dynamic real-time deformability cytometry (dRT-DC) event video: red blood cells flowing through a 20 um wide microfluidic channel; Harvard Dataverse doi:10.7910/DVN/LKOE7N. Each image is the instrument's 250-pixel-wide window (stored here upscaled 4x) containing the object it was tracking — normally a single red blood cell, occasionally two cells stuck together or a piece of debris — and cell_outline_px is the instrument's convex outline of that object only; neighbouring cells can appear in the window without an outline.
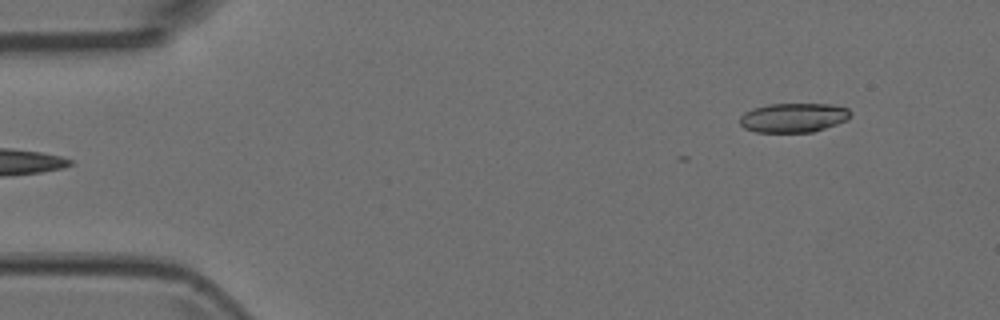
{"species": "Egyptian fruit bat (a non-hibernating species)", "species_latin": "Rousettus aegyptiacus", "temperature_condition": "room temperature", "stored_images_in_passage": 3, "camera_frame_rate_fps": 3000, "um_per_image_px": 0.085, "animal": {"sex": "female"}, "frame": {"image": 1, "passage_image": 3, "time_ms": 0.667, "image_size_px": [1000, 320], "cell_outline_px": [[848, 120], [812, 132], [756, 132], [744, 128], [740, 124], [740, 116], [744, 112], [752, 108], [768, 104], [832, 104], [848, 108]], "centroid_in_image_um": [67.4, 10.0], "position_along_channel_um": 17.6, "area_um2": 18.84}}